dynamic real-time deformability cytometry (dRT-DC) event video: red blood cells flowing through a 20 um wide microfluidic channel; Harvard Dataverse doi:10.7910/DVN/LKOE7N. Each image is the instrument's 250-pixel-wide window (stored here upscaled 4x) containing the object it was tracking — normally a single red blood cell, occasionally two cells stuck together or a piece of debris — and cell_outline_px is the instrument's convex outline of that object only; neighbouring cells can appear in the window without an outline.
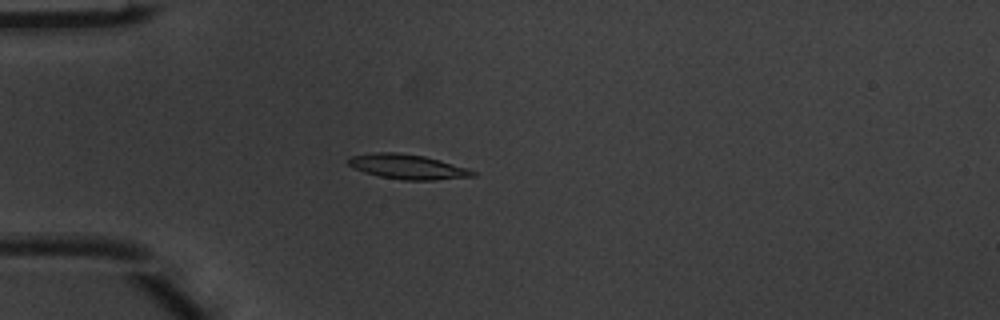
{"species": "common noctule bat (a hibernating species)", "species_latin": "Nyctalus noctula", "temperature_condition": "warm", "stored_images_in_passage": 6, "camera_frame_rate_fps": 3000, "um_per_image_px": 0.085, "animal": {"sex": "male", "body_mass_g": 20.1, "forearm_length_mm": 53.5}, "frame": {"image": 1, "passage_image": 4, "time_ms": 1.0, "image_size_px": [1000, 320], "cell_outline_px": [[476, 176], [432, 180], [404, 180], [380, 176], [364, 172], [348, 164], [348, 160], [352, 156], [376, 152], [396, 152], [424, 156], [440, 160], [468, 168], [476, 172]], "centroid_in_image_um": [34.68, 14.17], "position_along_channel_um": 50.3, "area_um2": 17.74}}